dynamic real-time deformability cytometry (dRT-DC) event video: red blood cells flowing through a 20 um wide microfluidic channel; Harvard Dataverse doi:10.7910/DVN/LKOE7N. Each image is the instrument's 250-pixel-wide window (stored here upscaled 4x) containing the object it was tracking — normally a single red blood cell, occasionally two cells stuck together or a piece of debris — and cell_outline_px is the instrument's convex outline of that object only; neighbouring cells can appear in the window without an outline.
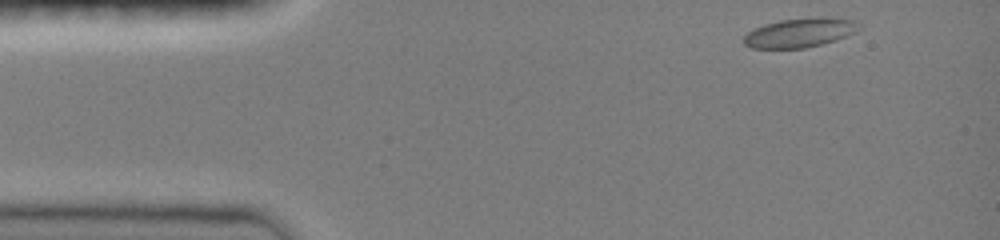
{"species": "common noctule bat (a hibernating species)", "species_latin": "Nyctalus noctula", "temperature_condition": "room temperature", "stored_images_in_passage": 40, "camera_frame_rate_fps": 3000, "um_per_image_px": 0.085, "animal": {"sex": "female", "body_mass_g": 19.0, "forearm_length_mm": 51.5}, "frame": {"image": 1, "passage_image": 1, "time_ms": 0.0, "image_size_px": [1000, 240], "cell_outline_px": [[860, 28], [856, 32], [836, 40], [804, 48], [752, 48], [744, 44], [744, 36], [748, 32], [764, 24], [780, 20], [852, 20], [860, 24]], "centroid_in_image_um": [67.92, 2.84], "position_along_channel_um": 17.1, "area_um2": 18.5}}
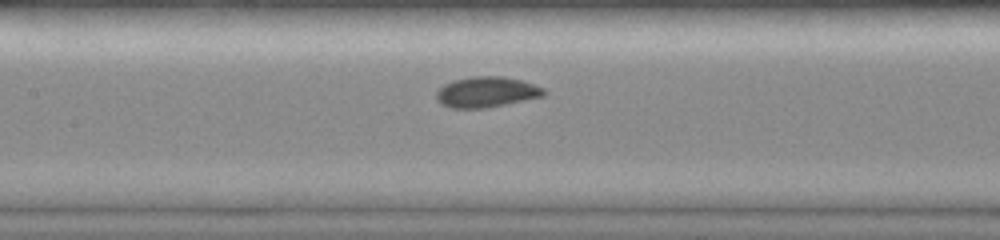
{"frame": {"image": 2, "passage_image": 18, "time_ms": 5.667, "image_size_px": [1000, 240], "cell_outline_px": [[548, 92], [544, 96], [484, 108], [452, 108], [440, 104], [436, 100], [436, 92], [444, 84], [456, 80], [472, 76], [504, 76], [520, 80], [544, 88]], "centroid_in_image_um": [41.34, 7.82], "position_along_channel_um": 166.1, "area_um2": 19.07}}
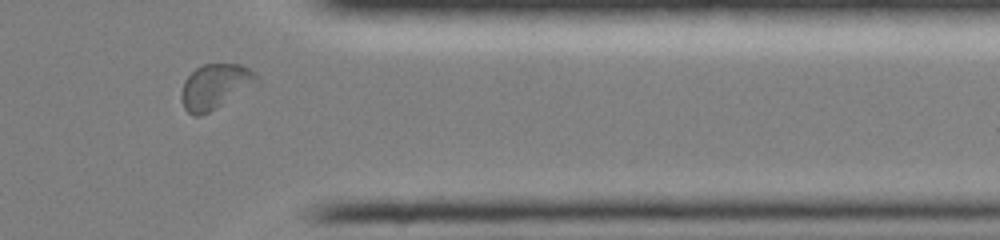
{"frame": {"image": 3, "passage_image": 35, "time_ms": 11.333, "image_size_px": [1000, 240], "cell_outline_px": [[260, 88], [200, 116], [192, 116], [184, 108], [180, 100], [180, 92], [184, 80], [196, 68], [204, 64], [240, 64], [256, 72], [260, 80]], "centroid_in_image_um": [18.4, 7.38], "position_along_channel_um": 393.0, "area_um2": 20.98}, "authors_computed_cell_mechanics": {"area_um2": 19.1896, "velocity_mm_per_s": 4.0378, "shape_relaxation_time_tau1_ms": 3.1263, "shape_relaxation_time_tau2_ms": 0.8547, "deformation_change_tau1": 0.0972, "deformation_change_tau2": 0.0283}}